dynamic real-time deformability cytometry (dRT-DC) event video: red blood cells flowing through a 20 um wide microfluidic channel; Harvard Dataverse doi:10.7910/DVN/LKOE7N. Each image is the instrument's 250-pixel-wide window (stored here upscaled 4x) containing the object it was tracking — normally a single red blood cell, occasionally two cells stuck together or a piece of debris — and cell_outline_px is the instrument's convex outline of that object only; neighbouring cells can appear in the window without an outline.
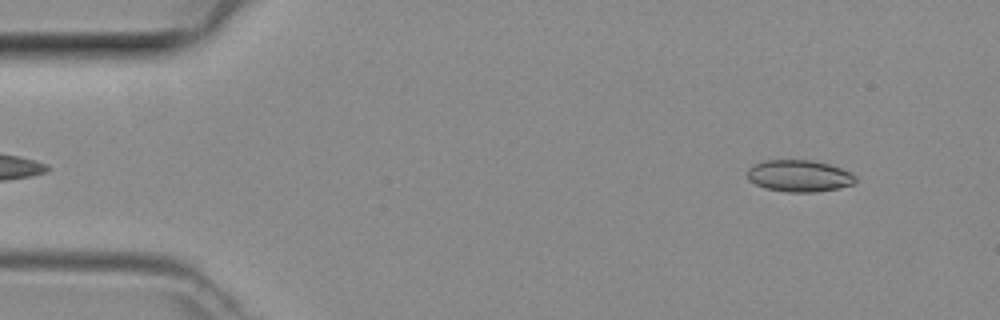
{"species": "common noctule bat (a hibernating species)", "species_latin": "Nyctalus noctula", "temperature_condition": "room temperature", "stored_images_in_passage": 45, "camera_frame_rate_fps": 3000, "um_per_image_px": 0.085, "animal": {"sex": "female", "body_mass_g": 29.2, "forearm_length_mm": 56.3}, "frame": {"image": 1, "passage_image": 2, "time_ms": 0.333, "image_size_px": [1000, 320], "cell_outline_px": [[856, 180], [852, 184], [836, 188], [816, 192], [788, 192], [764, 188], [748, 180], [748, 168], [752, 164], [764, 160], [812, 160], [828, 164], [852, 172], [856, 176]], "centroid_in_image_um": [67.9, 14.94], "position_along_channel_um": 17.1, "area_um2": 20.06}}
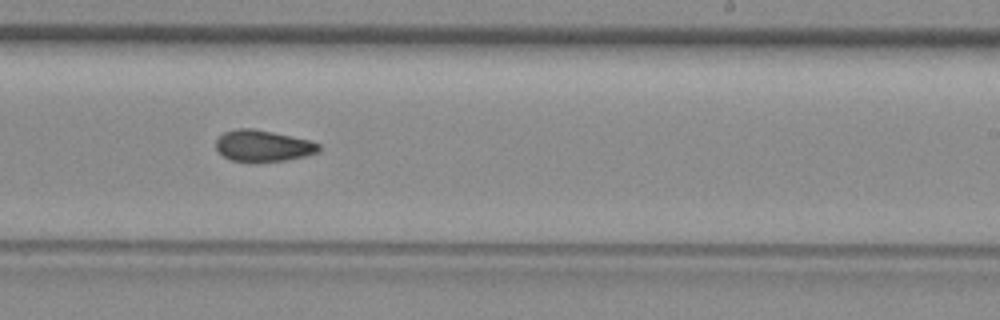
{"frame": {"image": 2, "passage_image": 26, "time_ms": 8.333, "image_size_px": [1000, 320], "cell_outline_px": [[320, 152], [304, 156], [284, 160], [228, 160], [216, 148], [216, 140], [224, 132], [236, 128], [252, 128], [312, 140], [320, 144]], "centroid_in_image_um": [22.38, 12.36], "position_along_channel_um": 266.6, "area_um2": 18.5}}
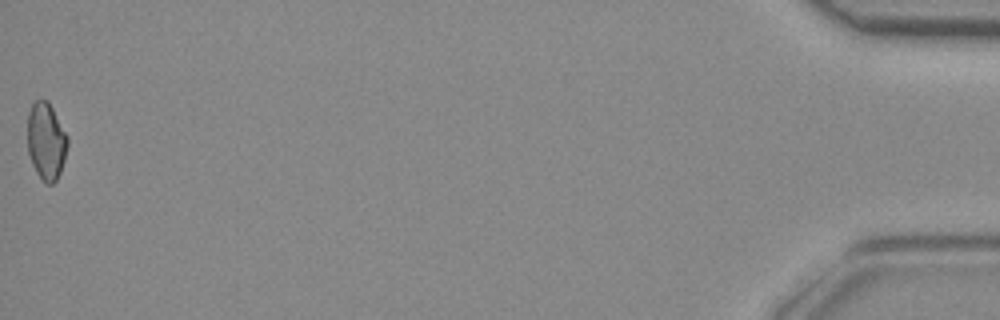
{"frame": {"image": 3, "passage_image": 45, "time_ms": 14.667, "image_size_px": [1000, 320], "cell_outline_px": [[68, 144], [64, 160], [60, 172], [56, 180], [52, 184], [44, 184], [36, 172], [32, 164], [28, 152], [28, 112], [32, 104], [36, 100], [48, 100], [68, 136]], "centroid_in_image_um": [3.92, 12.01], "position_along_channel_um": 431.3, "area_um2": 18.09}}